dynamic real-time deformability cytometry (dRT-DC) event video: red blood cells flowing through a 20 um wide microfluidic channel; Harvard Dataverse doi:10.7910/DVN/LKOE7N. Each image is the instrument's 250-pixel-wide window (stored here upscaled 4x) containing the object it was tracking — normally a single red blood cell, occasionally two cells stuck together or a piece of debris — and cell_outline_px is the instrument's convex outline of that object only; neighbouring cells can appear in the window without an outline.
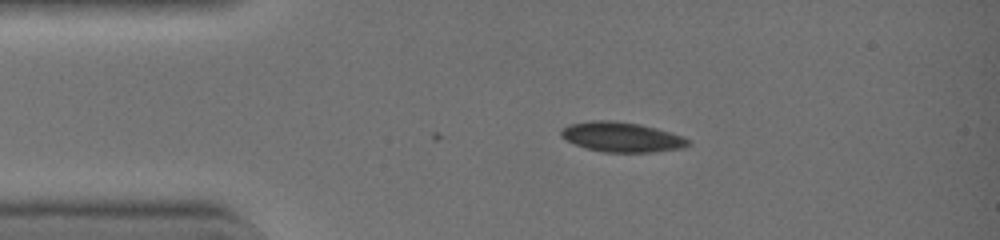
{"species": "common noctule bat (a hibernating species)", "species_latin": "Nyctalus noctula", "temperature_condition": "warm", "stored_images_in_passage": 4, "camera_frame_rate_fps": 3000, "um_per_image_px": 0.085, "animal": {"sex": "female", "body_mass_g": 19.0, "forearm_length_mm": 51.5}, "frame": {"image": 1, "passage_image": 4, "time_ms": 1.0, "image_size_px": [1000, 240], "cell_outline_px": [[692, 144], [684, 148], [656, 152], [604, 152], [584, 148], [564, 140], [560, 136], [560, 132], [568, 124], [592, 120], [608, 120], [640, 124], [656, 128], [684, 136], [692, 140]], "centroid_in_image_um": [52.87, 11.66], "position_along_channel_um": 32.1, "area_um2": 22.48}}